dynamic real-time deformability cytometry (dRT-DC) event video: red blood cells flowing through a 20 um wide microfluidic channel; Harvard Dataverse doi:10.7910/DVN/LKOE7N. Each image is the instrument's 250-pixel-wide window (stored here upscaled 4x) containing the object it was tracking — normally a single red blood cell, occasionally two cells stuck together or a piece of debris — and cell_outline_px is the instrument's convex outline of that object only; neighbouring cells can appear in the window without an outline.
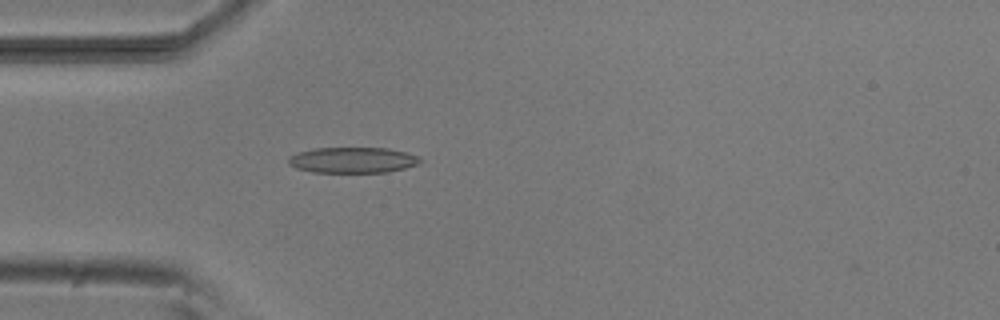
{"species": "common noctule bat (a hibernating species)", "species_latin": "Nyctalus noctula", "temperature_condition": "room temperature", "stored_images_in_passage": 5, "camera_frame_rate_fps": 3000, "um_per_image_px": 0.085, "animal": {"sex": "male", "body_mass_g": 20.5, "forearm_length_mm": 52.5}, "frame": {"image": 1, "passage_image": 5, "time_ms": 4.667, "image_size_px": [1000, 320], "cell_outline_px": [[424, 160], [420, 164], [388, 172], [312, 172], [296, 168], [288, 164], [288, 160], [296, 152], [312, 148], [388, 148], [420, 156]], "centroid_in_image_um": [30.01, 13.6], "position_along_channel_um": 55.0, "area_um2": 19.88}}